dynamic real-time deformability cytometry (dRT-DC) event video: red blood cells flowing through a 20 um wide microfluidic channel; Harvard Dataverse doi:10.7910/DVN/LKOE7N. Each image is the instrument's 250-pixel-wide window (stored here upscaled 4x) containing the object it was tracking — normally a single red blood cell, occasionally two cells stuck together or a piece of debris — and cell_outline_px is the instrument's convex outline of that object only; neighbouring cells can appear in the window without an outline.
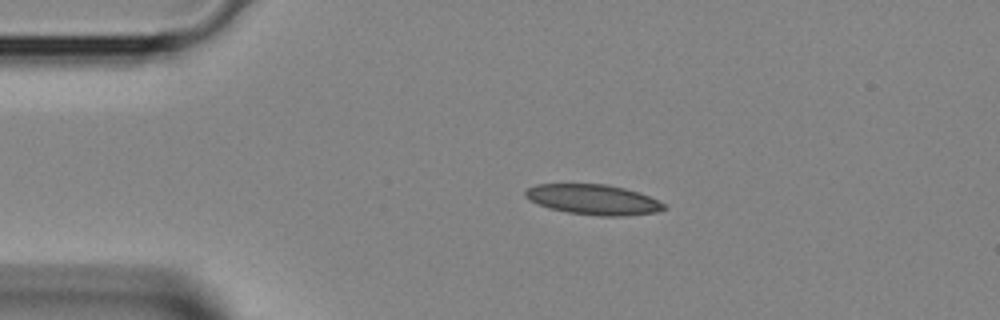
{"species": "Egyptian fruit bat (a non-hibernating species)", "species_latin": "Rousettus aegyptiacus", "temperature_condition": "room temperature", "stored_images_in_passage": 1, "camera_frame_rate_fps": 3000, "um_per_image_px": 0.085, "animal": {"sex": "female"}, "frame": {"image": 1, "passage_image": 1, "time_ms": 0.0, "image_size_px": [1000, 320], "cell_outline_px": [[668, 208], [656, 212], [624, 216], [600, 216], [568, 212], [548, 208], [528, 200], [524, 196], [524, 192], [528, 188], [536, 184], [604, 184], [624, 188], [648, 196], [664, 204]], "centroid_in_image_um": [50.39, 16.96], "position_along_channel_um": 34.6, "area_um2": 24.28}}